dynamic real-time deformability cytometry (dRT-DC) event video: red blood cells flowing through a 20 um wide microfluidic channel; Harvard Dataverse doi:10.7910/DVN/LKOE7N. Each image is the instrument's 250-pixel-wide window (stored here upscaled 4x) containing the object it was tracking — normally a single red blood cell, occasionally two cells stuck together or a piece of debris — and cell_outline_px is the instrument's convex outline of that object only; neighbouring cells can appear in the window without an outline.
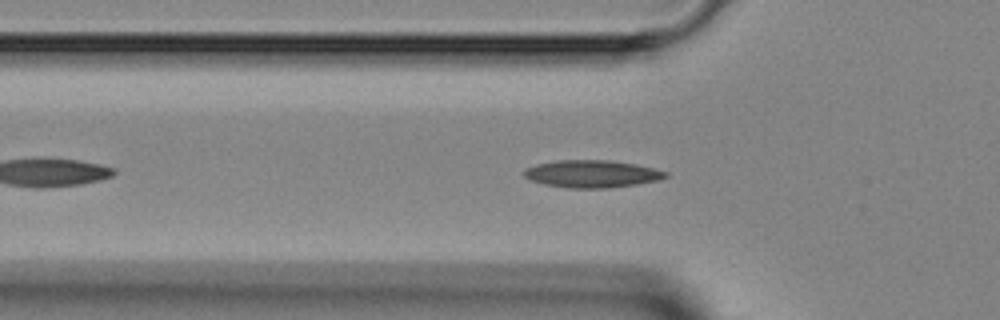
{"species": "Egyptian fruit bat (a non-hibernating species)", "species_latin": "Rousettus aegyptiacus", "temperature_condition": "room temperature", "stored_images_in_passage": 27, "camera_frame_rate_fps": 3000, "um_per_image_px": 0.085, "animal": {"sex": "female"}, "frame": {"image": 1, "passage_image": 8, "time_ms": 2.333, "image_size_px": [1000, 320], "cell_outline_px": [[668, 176], [660, 180], [636, 184], [608, 188], [568, 188], [544, 184], [528, 180], [524, 176], [524, 168], [536, 164], [556, 160], [612, 160], [636, 164], [668, 172]], "centroid_in_image_um": [50.29, 14.77], "position_along_channel_um": 75.5, "area_um2": 22.77}}
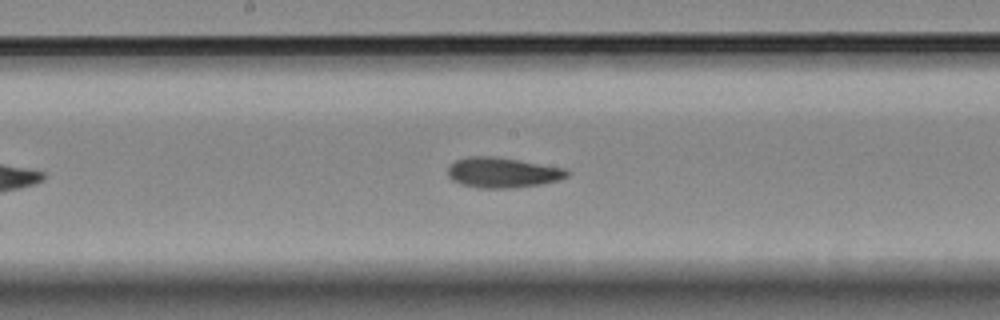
{"frame": {"image": 2, "passage_image": 17, "time_ms": 5.333, "image_size_px": [1000, 320], "cell_outline_px": [[568, 176], [560, 180], [540, 184], [512, 188], [480, 188], [460, 184], [452, 180], [448, 176], [448, 164], [456, 160], [468, 156], [496, 156], [568, 168]], "centroid_in_image_um": [42.72, 14.66], "position_along_channel_um": 205.5, "area_um2": 21.33}}
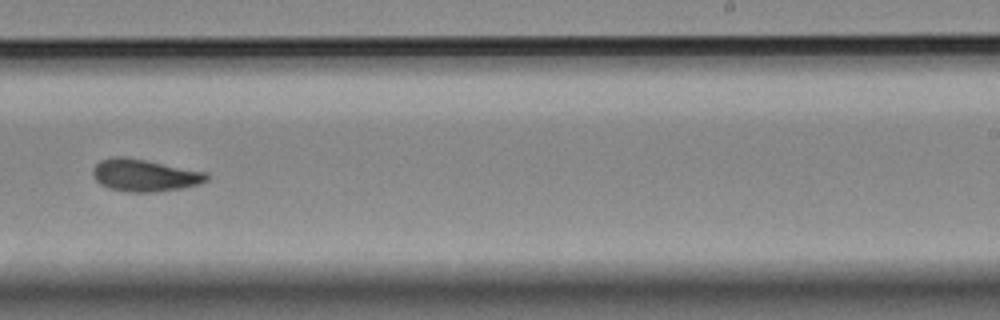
{"frame": {"image": 3, "passage_image": 22, "time_ms": 7.0, "image_size_px": [1000, 320], "cell_outline_px": [[208, 180], [200, 184], [180, 188], [152, 192], [124, 192], [108, 188], [100, 184], [92, 176], [92, 168], [100, 160], [112, 156], [124, 156], [208, 172]], "centroid_in_image_um": [12.26, 14.89], "position_along_channel_um": 276.7, "area_um2": 21.56}}